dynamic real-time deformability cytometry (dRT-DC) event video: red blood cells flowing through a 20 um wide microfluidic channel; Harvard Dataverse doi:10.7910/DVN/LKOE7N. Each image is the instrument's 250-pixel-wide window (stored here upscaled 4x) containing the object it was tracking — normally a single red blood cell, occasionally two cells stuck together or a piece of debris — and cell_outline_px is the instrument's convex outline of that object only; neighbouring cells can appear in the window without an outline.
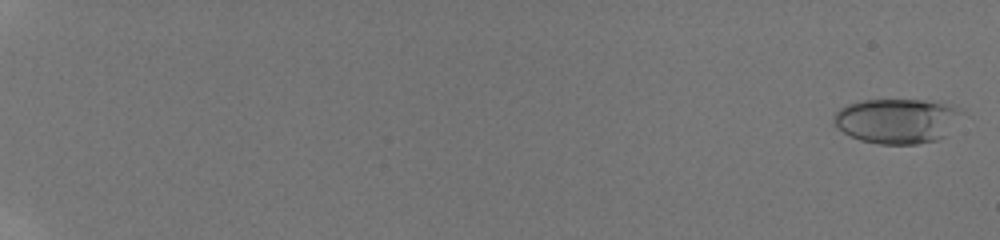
{"species": "human", "species_latin": "Homo sapiens", "temperature_condition": "room temperature", "stored_images_in_passage": 58, "camera_frame_rate_fps": 3000, "um_per_image_px": 0.085, "donor": {"sex": "male"}, "frame": {"image": 1, "passage_image": 2, "time_ms": 0.333, "image_size_px": [1000, 240], "cell_outline_px": [[964, 112], [944, 136], [936, 140], [916, 144], [880, 144], [860, 140], [844, 132], [832, 124], [832, 116], [840, 108], [848, 104], [864, 100], [924, 100], [952, 104], [960, 108]], "centroid_in_image_um": [76.23, 10.26], "position_along_channel_um": 8.8, "area_um2": 33.52}}
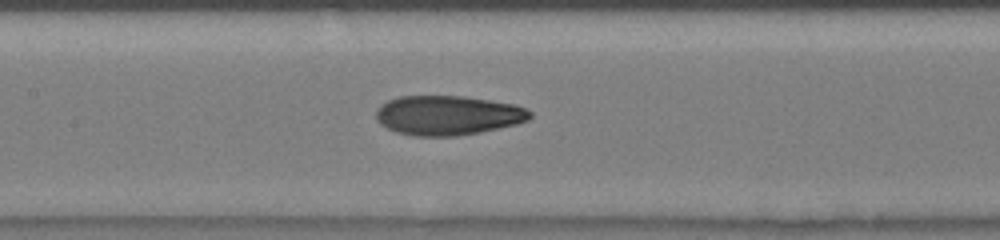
{"frame": {"image": 2, "passage_image": 33, "time_ms": 10.667, "image_size_px": [1000, 240], "cell_outline_px": [[532, 116], [528, 120], [516, 124], [480, 132], [456, 136], [416, 136], [396, 132], [380, 124], [376, 120], [376, 112], [380, 104], [388, 100], [400, 96], [464, 96], [516, 104], [532, 112]], "centroid_in_image_um": [38.06, 9.8], "position_along_channel_um": 169.3, "area_um2": 35.55}}
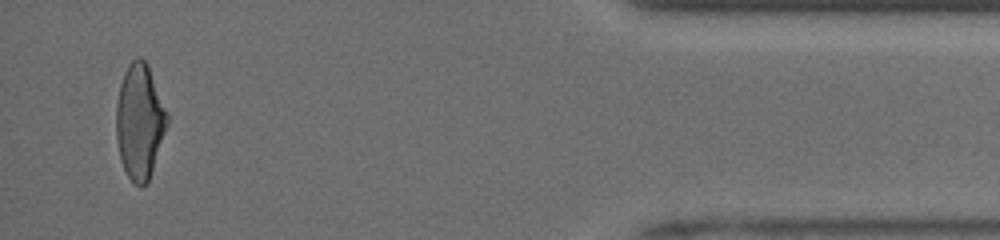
{"frame": {"image": 3, "passage_image": 56, "time_ms": 18.333, "image_size_px": [1000, 240], "cell_outline_px": [[168, 124], [148, 180], [140, 188], [128, 176], [120, 160], [116, 136], [116, 104], [120, 84], [124, 72], [128, 64], [136, 56], [140, 56], [144, 60], [148, 68], [168, 116]], "centroid_in_image_um": [11.84, 10.32], "position_along_channel_um": 423.4, "area_um2": 33.52}, "authors_computed_cell_mechanics": {"area_um2": 34.0442, "velocity_mm_per_s": 3.9664, "shape_relaxation_time_tau1_ms": 8.3773, "shape_relaxation_time_tau2_ms": 1.8083, "deformation_change_tau1": 0.2625, "deformation_change_tau2": 0.0858}}